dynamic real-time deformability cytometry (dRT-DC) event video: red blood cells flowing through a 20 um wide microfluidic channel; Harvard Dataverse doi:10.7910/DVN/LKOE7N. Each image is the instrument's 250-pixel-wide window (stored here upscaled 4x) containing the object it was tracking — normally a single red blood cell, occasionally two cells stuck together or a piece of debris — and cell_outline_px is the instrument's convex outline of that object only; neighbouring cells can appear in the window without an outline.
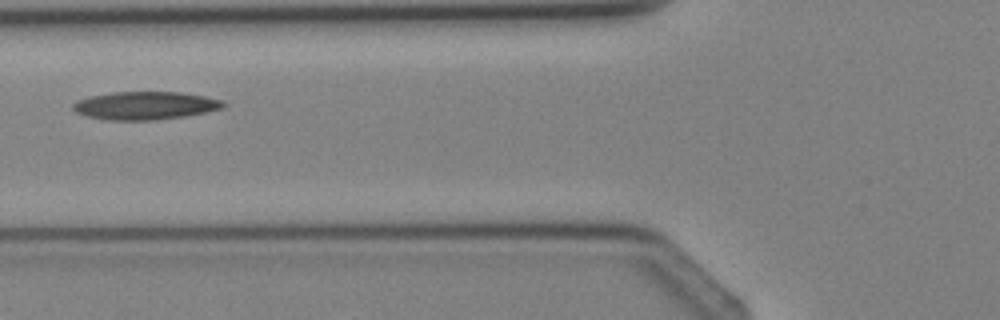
{"species": "Egyptian fruit bat (a non-hibernating species)", "species_latin": "Rousettus aegyptiacus", "temperature_condition": "cold", "stored_images_in_passage": 5, "camera_frame_rate_fps": 3000, "um_per_image_px": 0.085, "animal": {"sex": "female"}, "frame": {"image": 1, "passage_image": 5, "time_ms": 4.667, "image_size_px": [1000, 320], "cell_outline_px": [[228, 104], [224, 108], [208, 112], [184, 116], [156, 120], [108, 120], [84, 116], [76, 112], [72, 108], [72, 104], [76, 100], [88, 96], [112, 92], [180, 92], [204, 96], [220, 100]], "centroid_in_image_um": [12.32, 8.97], "position_along_channel_um": 113.5, "area_um2": 24.8}}